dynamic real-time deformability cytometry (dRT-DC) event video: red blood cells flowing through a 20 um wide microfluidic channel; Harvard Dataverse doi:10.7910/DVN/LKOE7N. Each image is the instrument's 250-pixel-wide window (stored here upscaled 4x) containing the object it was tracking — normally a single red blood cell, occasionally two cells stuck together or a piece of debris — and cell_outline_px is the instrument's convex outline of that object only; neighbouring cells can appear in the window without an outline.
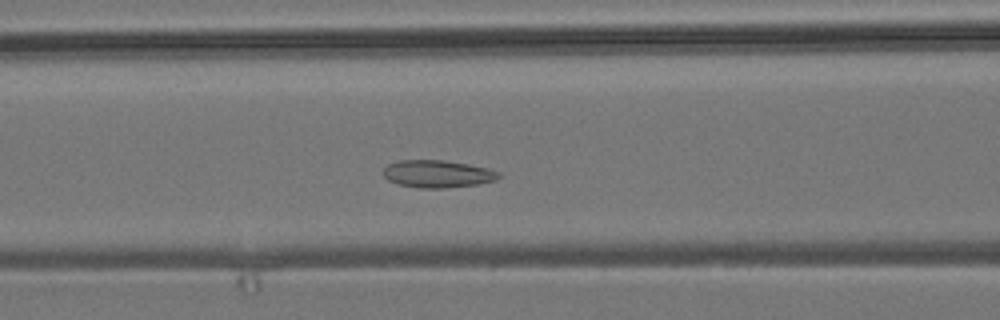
{"species": "common noctule bat (a hibernating species)", "species_latin": "Nyctalus noctula", "temperature_condition": "room temperature", "stored_images_in_passage": 47, "camera_frame_rate_fps": 3000, "um_per_image_px": 0.085, "animal": {"sex": "male", "body_mass_g": 19.2, "forearm_length_mm": 51.8}, "frame": {"image": 1, "passage_image": 17, "time_ms": 5.333, "image_size_px": [1000, 320], "cell_outline_px": [[500, 176], [496, 180], [476, 184], [444, 188], [420, 188], [396, 184], [388, 180], [384, 176], [384, 168], [388, 164], [400, 160], [444, 160], [468, 164], [488, 168], [500, 172]], "centroid_in_image_um": [37.18, 14.78], "position_along_channel_um": 129.4, "area_um2": 18.44}}
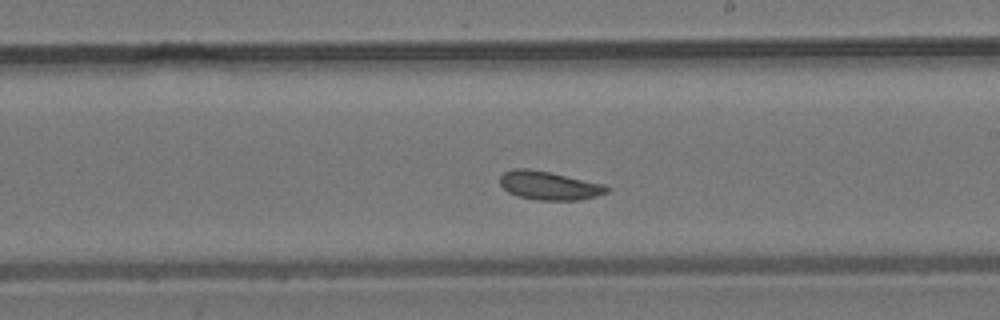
{"frame": {"image": 2, "passage_image": 26, "time_ms": 8.333, "image_size_px": [1000, 320], "cell_outline_px": [[612, 188], [608, 192], [596, 196], [580, 200], [536, 200], [516, 196], [508, 192], [500, 184], [500, 176], [504, 172], [512, 168], [528, 168], [548, 172], [604, 184]], "centroid_in_image_um": [46.67, 15.78], "position_along_channel_um": 242.3, "area_um2": 17.86}}
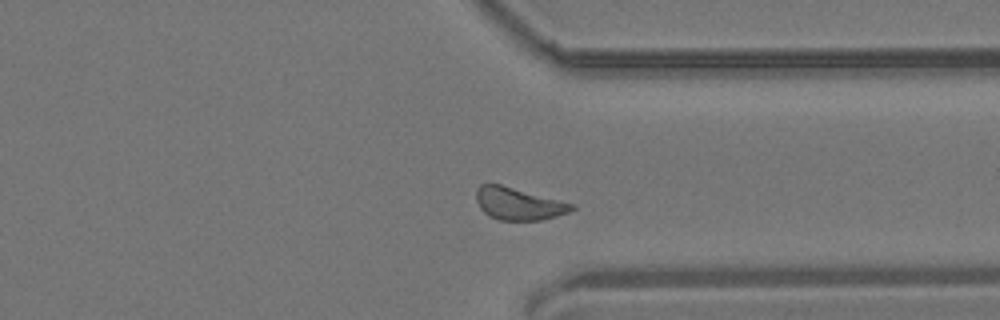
{"frame": {"image": 3, "passage_image": 36, "time_ms": 11.667, "image_size_px": [1000, 320], "cell_outline_px": [[576, 208], [568, 212], [556, 216], [540, 220], [500, 220], [488, 216], [480, 208], [476, 200], [476, 188], [480, 184], [500, 184], [576, 204]], "centroid_in_image_um": [44.07, 17.31], "position_along_channel_um": 367.3, "area_um2": 18.03}, "authors_computed_cell_mechanics": {"area_um2": 17.918, "velocity_mm_per_s": 3.7733, "shape_relaxation_time_tau1_ms": null, "shape_relaxation_time_tau2_ms": 2.9945, "deformation_change_tau1": null, "deformation_change_tau2": 0.0869}}